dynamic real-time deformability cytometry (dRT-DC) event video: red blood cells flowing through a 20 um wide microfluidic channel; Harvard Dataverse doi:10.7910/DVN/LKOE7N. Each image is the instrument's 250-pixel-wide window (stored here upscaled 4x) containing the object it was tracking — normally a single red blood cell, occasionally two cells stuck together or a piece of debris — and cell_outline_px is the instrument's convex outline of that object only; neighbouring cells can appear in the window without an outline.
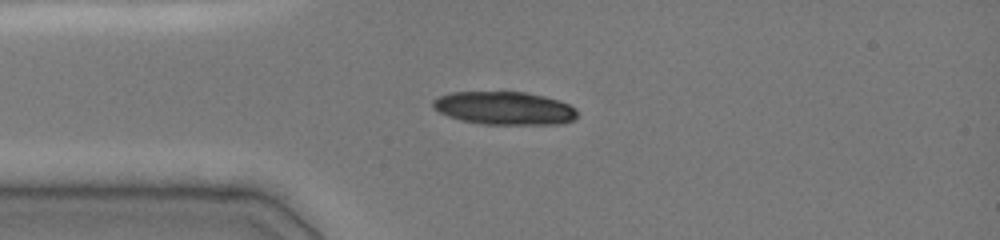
{"species": "common noctule bat (a hibernating species)", "species_latin": "Nyctalus noctula", "temperature_condition": "cold", "stored_images_in_passage": 32, "camera_frame_rate_fps": 3000, "um_per_image_px": 0.085, "animal": {"sex": "female", "body_mass_g": 19.0, "forearm_length_mm": 51.5}, "frame": {"image": 1, "passage_image": 1, "time_ms": 0.0, "image_size_px": [1000, 240], "cell_outline_px": [[576, 120], [564, 124], [480, 124], [460, 120], [448, 116], [432, 108], [432, 100], [440, 96], [452, 92], [524, 92], [544, 96], [568, 104], [576, 108]], "centroid_in_image_um": [42.87, 9.2], "position_along_channel_um": 42.1, "area_um2": 27.92}}
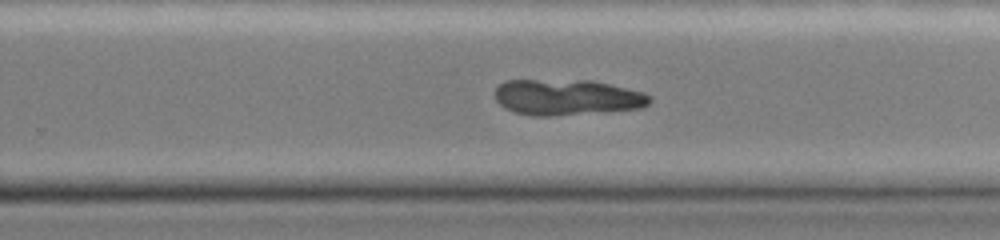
{"frame": {"image": 2, "passage_image": 19, "time_ms": 6.333, "image_size_px": [1000, 240], "cell_outline_px": [[652, 100], [648, 104], [640, 108], [552, 116], [532, 116], [516, 112], [504, 108], [496, 100], [496, 88], [504, 80], [588, 80], [608, 84], [644, 92], [652, 96]], "centroid_in_image_um": [48.18, 8.26], "position_along_channel_um": 281.6, "area_um2": 32.19}}
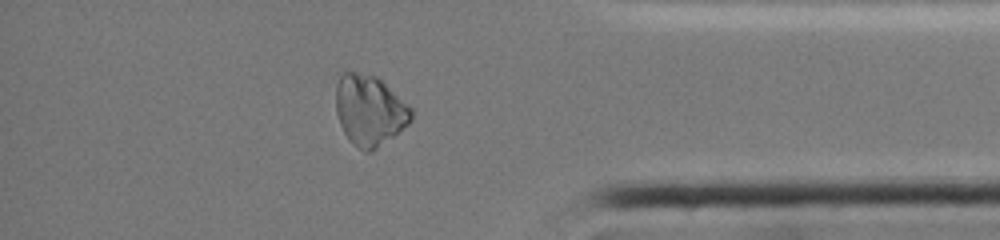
{"frame": {"image": 3, "passage_image": 26, "time_ms": 9.667, "image_size_px": [1000, 240], "cell_outline_px": [[412, 120], [408, 124], [372, 152], [364, 152], [344, 132], [340, 124], [336, 112], [336, 84], [340, 76], [344, 72], [356, 72], [376, 76], [412, 108]], "centroid_in_image_um": [31.41, 9.36], "position_along_channel_um": 403.8, "area_um2": 30.52}}